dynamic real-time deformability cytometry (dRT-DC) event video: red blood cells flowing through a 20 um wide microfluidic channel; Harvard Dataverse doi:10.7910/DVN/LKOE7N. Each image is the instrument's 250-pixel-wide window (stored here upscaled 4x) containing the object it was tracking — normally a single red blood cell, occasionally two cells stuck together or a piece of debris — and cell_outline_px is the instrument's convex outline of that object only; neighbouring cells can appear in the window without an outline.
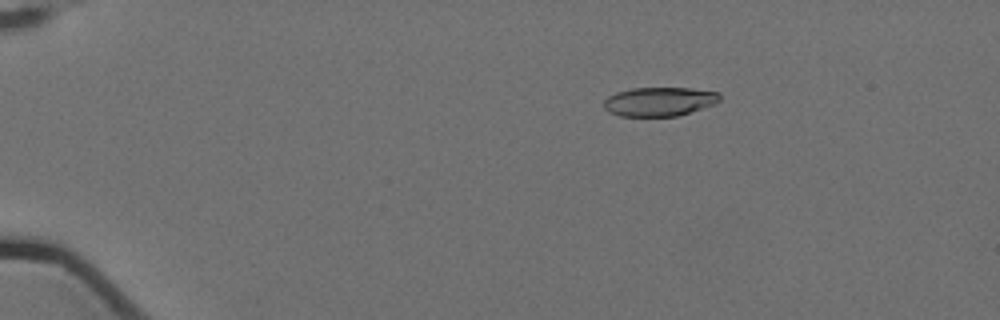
{"species": "Egyptian fruit bat (a non-hibernating species)", "species_latin": "Rousettus aegyptiacus", "temperature_condition": "cold", "stored_images_in_passage": 4, "camera_frame_rate_fps": 3000, "um_per_image_px": 0.085, "animal": {"sex": "female"}, "frame": {"image": 1, "passage_image": 1, "time_ms": 0.0, "image_size_px": [1000, 320], "cell_outline_px": [[720, 100], [716, 104], [676, 116], [620, 116], [608, 112], [604, 108], [604, 100], [608, 96], [616, 92], [632, 88], [692, 88], [720, 92]], "centroid_in_image_um": [56.05, 8.63], "position_along_channel_um": 29.0, "area_um2": 19.71}}
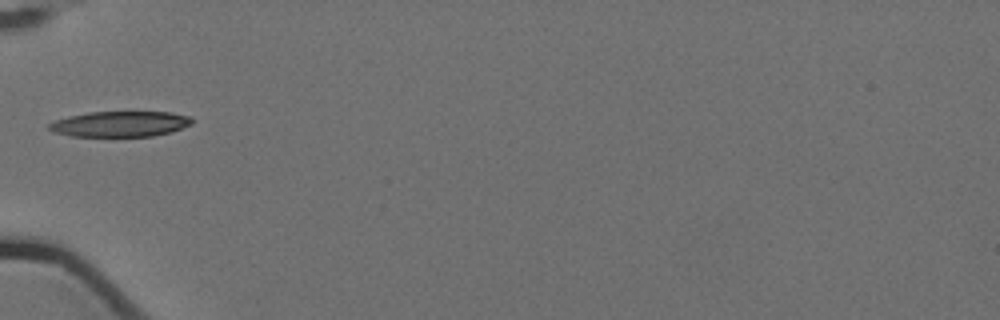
{"frame": {"image": 2, "passage_image": 4, "time_ms": 1.0, "image_size_px": [1000, 320], "cell_outline_px": [[192, 124], [172, 132], [152, 136], [72, 136], [56, 132], [48, 128], [48, 124], [56, 120], [68, 116], [88, 112], [128, 108], [172, 112], [192, 116]], "centroid_in_image_um": [10.3, 10.47], "position_along_channel_um": 74.7, "area_um2": 22.48}}